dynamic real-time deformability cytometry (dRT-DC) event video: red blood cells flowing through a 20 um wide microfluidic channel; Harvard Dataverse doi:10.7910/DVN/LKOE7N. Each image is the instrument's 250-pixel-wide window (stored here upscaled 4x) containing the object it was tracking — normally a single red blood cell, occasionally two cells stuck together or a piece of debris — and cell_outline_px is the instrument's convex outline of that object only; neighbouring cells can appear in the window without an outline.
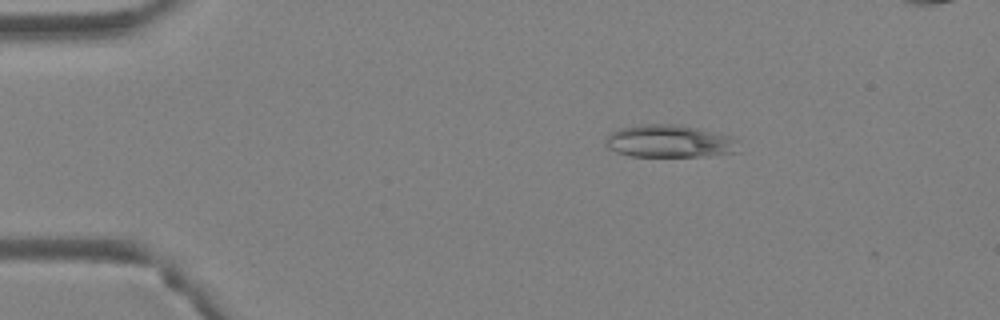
{"species": "Egyptian fruit bat (a non-hibernating species)", "species_latin": "Rousettus aegyptiacus", "temperature_condition": "warm", "stored_images_in_passage": 4, "camera_frame_rate_fps": 3000, "um_per_image_px": 0.085, "animal": {"sex": "female"}, "frame": {"image": 1, "passage_image": 2, "time_ms": 0.333, "image_size_px": [1000, 320], "cell_outline_px": [[736, 152], [704, 156], [628, 156], [616, 152], [608, 148], [604, 144], [604, 140], [612, 132], [620, 128], [640, 124], [672, 124], [696, 128], [732, 136], [736, 140]], "centroid_in_image_um": [56.84, 12.01], "position_along_channel_um": 28.2, "area_um2": 25.09}}